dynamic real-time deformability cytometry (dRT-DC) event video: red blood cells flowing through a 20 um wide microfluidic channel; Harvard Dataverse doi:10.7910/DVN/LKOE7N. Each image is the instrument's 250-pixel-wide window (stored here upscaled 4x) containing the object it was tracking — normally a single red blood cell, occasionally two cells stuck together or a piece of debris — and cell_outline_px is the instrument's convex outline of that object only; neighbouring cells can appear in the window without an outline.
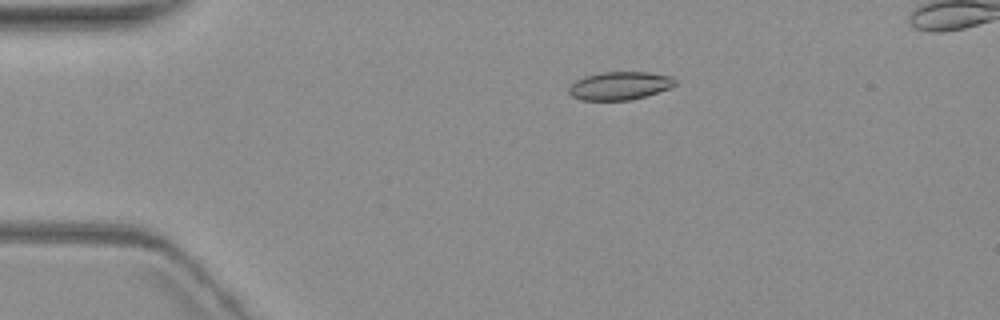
{"species": "common noctule bat (a hibernating species)", "species_latin": "Nyctalus noctula", "temperature_condition": "warm", "stored_images_in_passage": 6, "camera_frame_rate_fps": 3000, "um_per_image_px": 0.085, "animal": {"sex": "female", "body_mass_g": 19.3, "forearm_length_mm": 54.1}, "frame": {"image": 1, "passage_image": 3, "time_ms": 3.333, "image_size_px": [1000, 320], "cell_outline_px": [[676, 84], [672, 88], [644, 96], [628, 100], [580, 100], [572, 96], [568, 92], [568, 88], [576, 80], [584, 76], [600, 72], [648, 72], [672, 76], [676, 80]], "centroid_in_image_um": [52.68, 7.28], "position_along_channel_um": 32.3, "area_um2": 17.51}}
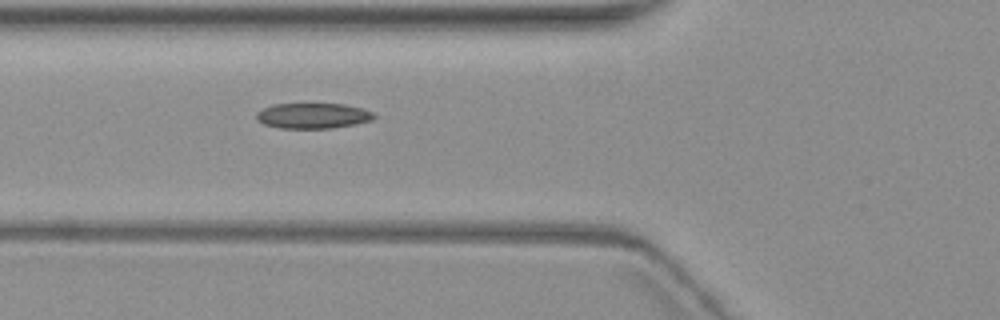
{"frame": {"image": 2, "passage_image": 6, "time_ms": 6.667, "image_size_px": [1000, 320], "cell_outline_px": [[376, 116], [372, 120], [356, 124], [332, 128], [280, 128], [264, 124], [256, 120], [256, 112], [272, 104], [344, 104], [364, 108], [372, 112]], "centroid_in_image_um": [26.6, 9.84], "position_along_channel_um": 99.2, "area_um2": 17.51}}